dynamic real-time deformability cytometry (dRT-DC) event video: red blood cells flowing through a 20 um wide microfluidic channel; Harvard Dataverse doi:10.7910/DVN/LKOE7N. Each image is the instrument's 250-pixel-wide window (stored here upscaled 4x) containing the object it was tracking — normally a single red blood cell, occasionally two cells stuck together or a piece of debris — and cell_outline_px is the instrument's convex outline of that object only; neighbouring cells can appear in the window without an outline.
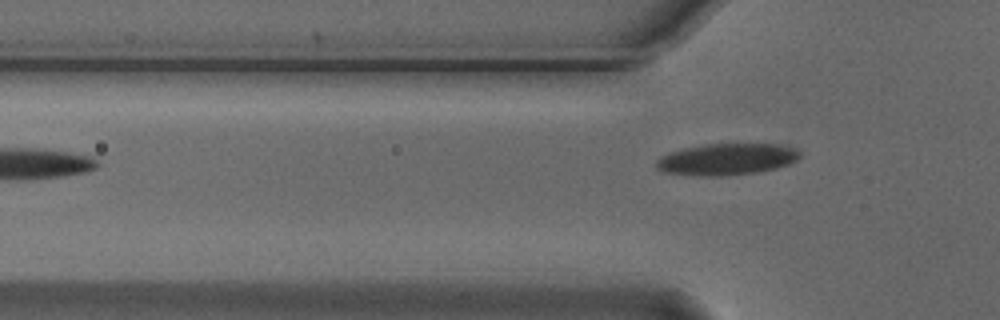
{"species": "Egyptian fruit bat (a non-hibernating species)", "species_latin": "Rousettus aegyptiacus", "temperature_condition": "cold", "stored_images_in_passage": 3, "camera_frame_rate_fps": 3000, "um_per_image_px": 0.085, "animal": {"sex": "male"}, "frame": {"image": 1, "passage_image": 3, "time_ms": 0.667, "image_size_px": [1000, 320], "cell_outline_px": [[800, 156], [796, 160], [788, 164], [756, 172], [720, 176], [700, 176], [664, 172], [656, 168], [656, 160], [660, 156], [668, 152], [684, 148], [704, 144], [780, 144], [796, 148], [800, 152]], "centroid_in_image_um": [61.73, 13.52], "position_along_channel_um": 64.1, "area_um2": 26.36}}